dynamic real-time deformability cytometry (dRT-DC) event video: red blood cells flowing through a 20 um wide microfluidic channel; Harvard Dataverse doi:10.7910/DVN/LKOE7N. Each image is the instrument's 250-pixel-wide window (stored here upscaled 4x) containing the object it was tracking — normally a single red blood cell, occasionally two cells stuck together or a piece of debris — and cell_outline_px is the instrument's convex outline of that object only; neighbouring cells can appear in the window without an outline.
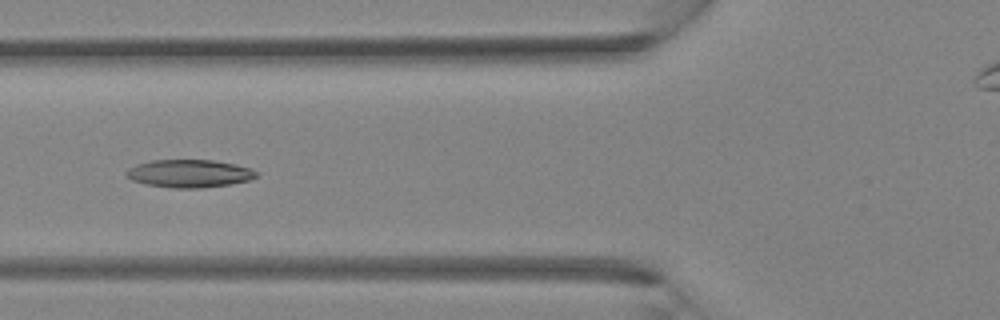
{"species": "Egyptian fruit bat (a non-hibernating species)", "species_latin": "Rousettus aegyptiacus", "temperature_condition": "room temperature", "stored_images_in_passage": 38, "camera_frame_rate_fps": 3000, "um_per_image_px": 0.085, "animal": {"sex": "female"}, "frame": {"image": 1, "passage_image": 14, "time_ms": 4.333, "image_size_px": [1000, 320], "cell_outline_px": [[256, 176], [248, 180], [228, 184], [200, 188], [172, 188], [144, 184], [132, 180], [124, 176], [124, 172], [128, 168], [136, 164], [152, 160], [212, 160], [236, 164], [252, 168], [256, 172]], "centroid_in_image_um": [16.02, 14.74], "position_along_channel_um": 109.8, "area_um2": 21.15}}
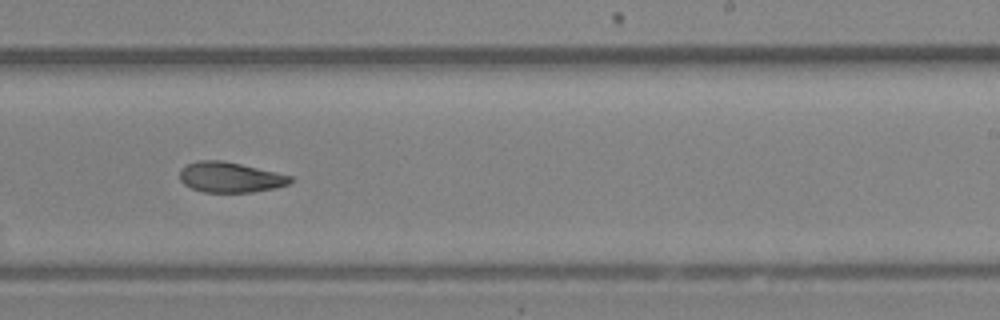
{"frame": {"image": 2, "passage_image": 23, "time_ms": 7.333, "image_size_px": [1000, 320], "cell_outline_px": [[292, 180], [288, 184], [276, 188], [252, 192], [204, 192], [192, 188], [184, 184], [180, 180], [180, 168], [196, 160], [224, 160], [276, 172], [292, 176]], "centroid_in_image_um": [19.55, 15.06], "position_along_channel_um": 269.5, "area_um2": 19.59}}
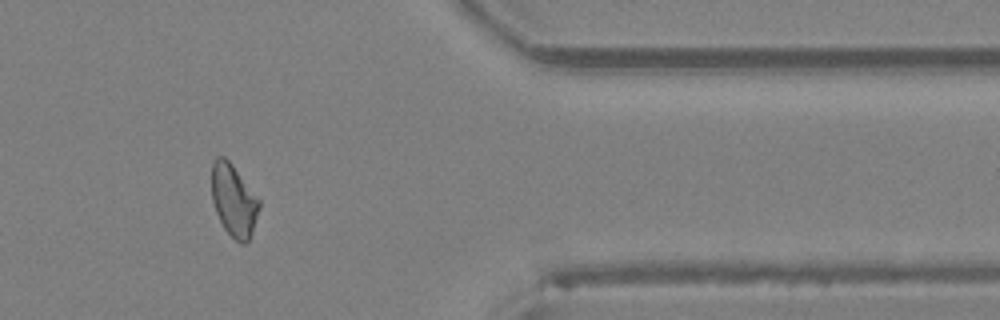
{"frame": {"image": 3, "passage_image": 31, "time_ms": 10.0, "image_size_px": [1000, 320], "cell_outline_px": [[260, 208], [248, 244], [240, 244], [224, 228], [216, 212], [212, 200], [212, 164], [216, 156], [224, 156], [232, 164], [260, 200]], "centroid_in_image_um": [19.88, 17.04], "position_along_channel_um": 391.5, "area_um2": 19.94}}